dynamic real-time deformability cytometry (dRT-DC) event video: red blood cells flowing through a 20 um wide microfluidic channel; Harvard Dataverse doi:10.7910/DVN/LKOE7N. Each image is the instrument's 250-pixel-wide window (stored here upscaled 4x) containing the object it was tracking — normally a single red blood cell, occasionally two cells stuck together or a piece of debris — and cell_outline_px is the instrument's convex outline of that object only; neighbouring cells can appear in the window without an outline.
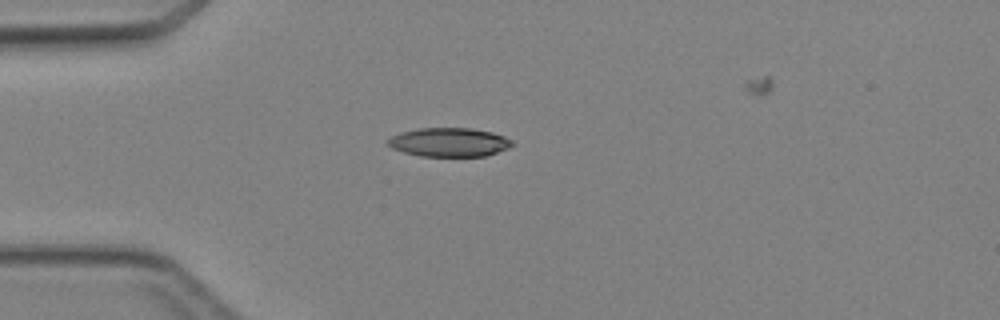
{"species": "Egyptian fruit bat (a non-hibernating species)", "species_latin": "Rousettus aegyptiacus", "temperature_condition": "cold", "stored_images_in_passage": 4, "camera_frame_rate_fps": 3000, "um_per_image_px": 0.085, "animal": {"sex": "female"}, "frame": {"image": 1, "passage_image": 3, "time_ms": 3.333, "image_size_px": [1000, 320], "cell_outline_px": [[516, 144], [508, 148], [484, 156], [420, 156], [404, 152], [392, 148], [384, 140], [400, 132], [416, 128], [472, 128], [492, 132], [504, 136], [512, 140]], "centroid_in_image_um": [38.17, 12.08], "position_along_channel_um": 46.8, "area_um2": 21.04}}